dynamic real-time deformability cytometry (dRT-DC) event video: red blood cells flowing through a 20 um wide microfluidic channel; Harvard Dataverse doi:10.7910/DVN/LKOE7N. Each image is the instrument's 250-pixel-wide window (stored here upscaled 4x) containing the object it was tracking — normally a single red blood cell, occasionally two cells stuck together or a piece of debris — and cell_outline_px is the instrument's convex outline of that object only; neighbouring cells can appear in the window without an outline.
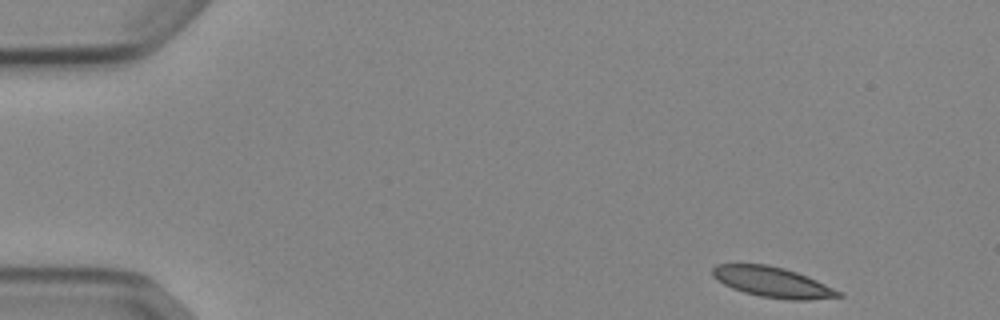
{"species": "Egyptian fruit bat (a non-hibernating species)", "species_latin": "Rousettus aegyptiacus", "temperature_condition": "cold", "stored_images_in_passage": 48, "camera_frame_rate_fps": 3000, "um_per_image_px": 0.085, "animal": {"sex": "female"}, "frame": {"image": 1, "passage_image": 1, "time_ms": 0.0, "image_size_px": [1000, 320], "cell_outline_px": [[844, 296], [808, 300], [788, 300], [760, 296], [744, 292], [732, 288], [716, 280], [712, 276], [712, 268], [716, 264], [768, 264], [784, 268], [808, 276], [844, 292]], "centroid_in_image_um": [65.69, 23.98], "position_along_channel_um": 19.3, "area_um2": 22.48}}
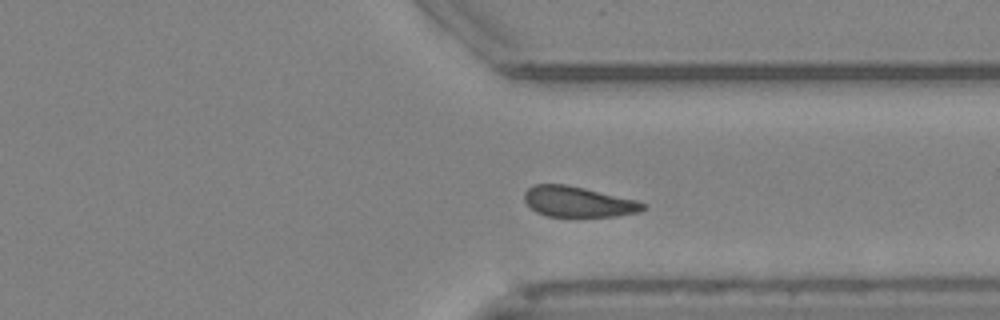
{"frame": {"image": 2, "passage_image": 36, "time_ms": 11.667, "image_size_px": [1000, 320], "cell_outline_px": [[648, 208], [640, 212], [616, 216], [548, 216], [536, 212], [524, 200], [524, 192], [532, 184], [564, 184], [584, 188], [636, 200], [648, 204]], "centroid_in_image_um": [49.17, 17.15], "position_along_channel_um": 362.2, "area_um2": 21.1}}
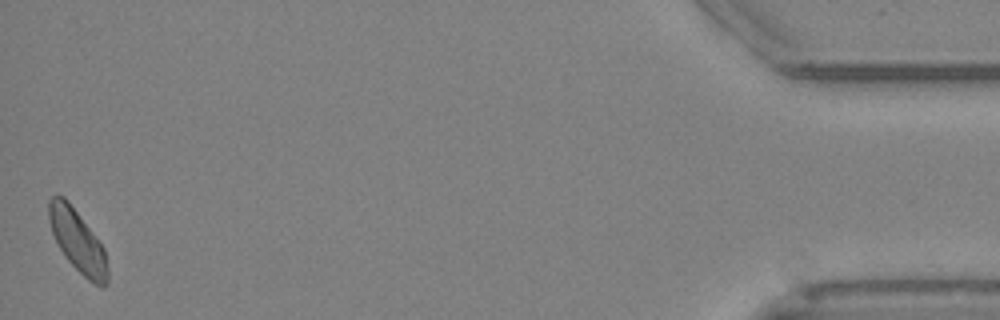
{"frame": {"image": 3, "passage_image": 48, "time_ms": 15.667, "image_size_px": [1000, 320], "cell_outline_px": [[108, 284], [104, 288], [88, 280], [64, 256], [52, 232], [48, 220], [48, 200], [52, 196], [64, 196], [68, 200], [104, 248], [108, 272]], "centroid_in_image_um": [6.59, 20.49], "position_along_channel_um": 428.6, "area_um2": 21.04}, "authors_computed_cell_mechanics": {"area_um2": 22.3397, "velocity_mm_per_s": 3.8466, "shape_relaxation_time_tau1_ms": 3.2566, "shape_relaxation_time_tau2_ms": 9.2486, "deformation_change_tau1": 0.1126, "deformation_change_tau2": 0.1624}}